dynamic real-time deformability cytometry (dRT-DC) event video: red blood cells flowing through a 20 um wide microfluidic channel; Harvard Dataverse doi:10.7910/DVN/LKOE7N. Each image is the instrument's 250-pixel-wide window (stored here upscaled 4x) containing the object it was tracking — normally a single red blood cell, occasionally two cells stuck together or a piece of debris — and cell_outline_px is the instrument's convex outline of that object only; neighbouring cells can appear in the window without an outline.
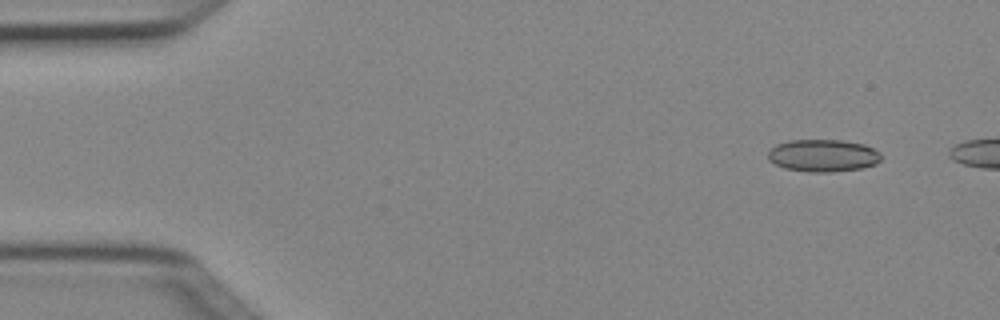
{"species": "Egyptian fruit bat (a non-hibernating species)", "species_latin": "Rousettus aegyptiacus", "temperature_condition": "cold", "stored_images_in_passage": 3, "camera_frame_rate_fps": 3000, "um_per_image_px": 0.085, "animal": {"sex": "female"}, "frame": {"image": 1, "passage_image": 2, "time_ms": 0.333, "image_size_px": [1000, 320], "cell_outline_px": [[884, 156], [876, 164], [860, 168], [832, 172], [808, 172], [784, 168], [768, 160], [768, 152], [776, 144], [788, 140], [840, 140], [864, 144], [880, 152]], "centroid_in_image_um": [69.96, 13.22], "position_along_channel_um": 15.0, "area_um2": 21.44}}